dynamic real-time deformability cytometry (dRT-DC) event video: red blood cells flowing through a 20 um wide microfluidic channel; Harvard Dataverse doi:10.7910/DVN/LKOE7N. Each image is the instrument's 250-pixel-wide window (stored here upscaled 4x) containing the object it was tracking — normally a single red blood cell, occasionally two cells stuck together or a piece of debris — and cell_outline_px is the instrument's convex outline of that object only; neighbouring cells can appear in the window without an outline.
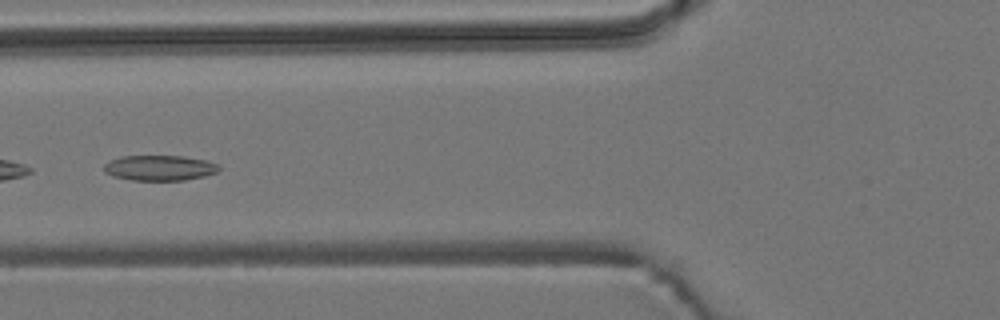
{"species": "common noctule bat (a hibernating species)", "species_latin": "Nyctalus noctula", "temperature_condition": "room temperature", "stored_images_in_passage": 9, "camera_frame_rate_fps": 3000, "um_per_image_px": 0.085, "animal": {"sex": "male", "body_mass_g": 19.2, "forearm_length_mm": 51.8}, "frame": {"image": 1, "passage_image": 4, "time_ms": 1.0, "image_size_px": [1000, 320], "cell_outline_px": [[220, 168], [216, 172], [204, 176], [184, 180], [132, 180], [112, 176], [104, 172], [104, 164], [108, 160], [120, 156], [184, 156], [204, 160], [216, 164]], "centroid_in_image_um": [13.5, 14.27], "position_along_channel_um": 112.3, "area_um2": 16.94}}
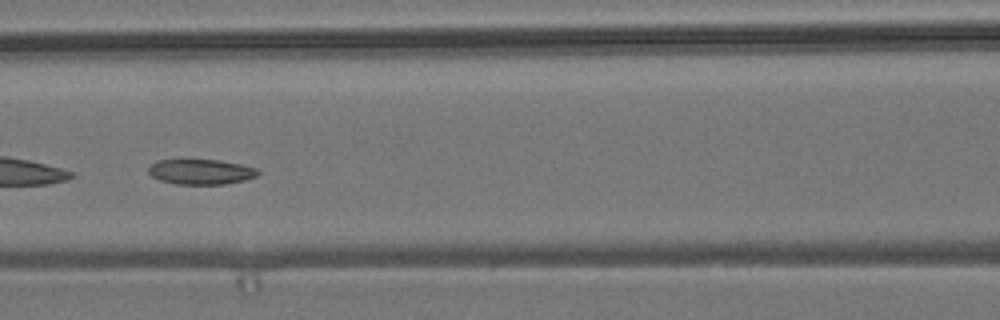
{"frame": {"image": 2, "passage_image": 7, "time_ms": 2.0, "image_size_px": [1000, 320], "cell_outline_px": [[260, 172], [256, 176], [244, 180], [224, 184], [176, 184], [160, 180], [152, 176], [148, 172], [148, 168], [156, 160], [220, 160], [240, 164], [256, 168]], "centroid_in_image_um": [17.07, 14.6], "position_along_channel_um": 149.5, "area_um2": 15.95}}